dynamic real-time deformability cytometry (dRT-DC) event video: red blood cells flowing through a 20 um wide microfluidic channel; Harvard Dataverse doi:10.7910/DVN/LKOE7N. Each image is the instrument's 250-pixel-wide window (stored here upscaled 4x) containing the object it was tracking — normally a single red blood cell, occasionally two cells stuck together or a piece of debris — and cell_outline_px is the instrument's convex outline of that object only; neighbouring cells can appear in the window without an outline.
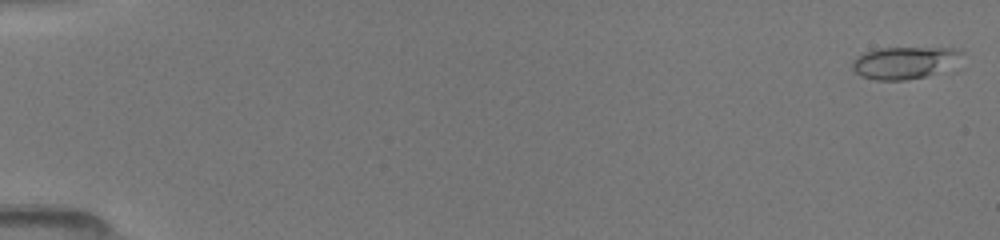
{"species": "common noctule bat (a hibernating species)", "species_latin": "Nyctalus noctula", "temperature_condition": "room temperature", "stored_images_in_passage": 37, "camera_frame_rate_fps": 3000, "um_per_image_px": 0.085, "animal": {"sex": "female", "body_mass_g": 19.5, "forearm_length_mm": 54.1}, "frame": {"image": 1, "passage_image": 1, "time_ms": 0.0, "image_size_px": [1000, 240], "cell_outline_px": [[964, 52], [936, 72], [928, 76], [904, 80], [876, 80], [860, 76], [852, 68], [852, 60], [856, 56], [864, 52], [876, 48], [960, 48]], "centroid_in_image_um": [76.74, 5.31], "position_along_channel_um": 8.3, "area_um2": 20.0}}
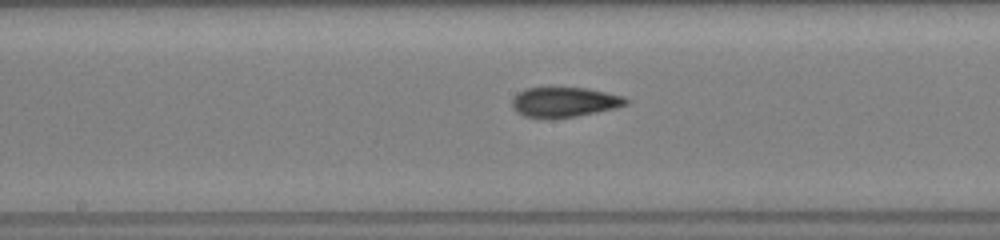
{"frame": {"image": 2, "passage_image": 21, "time_ms": 8.667, "image_size_px": [1000, 240], "cell_outline_px": [[628, 104], [616, 108], [576, 116], [524, 116], [516, 112], [512, 108], [512, 100], [520, 92], [528, 88], [588, 88], [624, 96], [628, 100]], "centroid_in_image_um": [48.02, 8.65], "position_along_channel_um": 200.2, "area_um2": 19.25}}
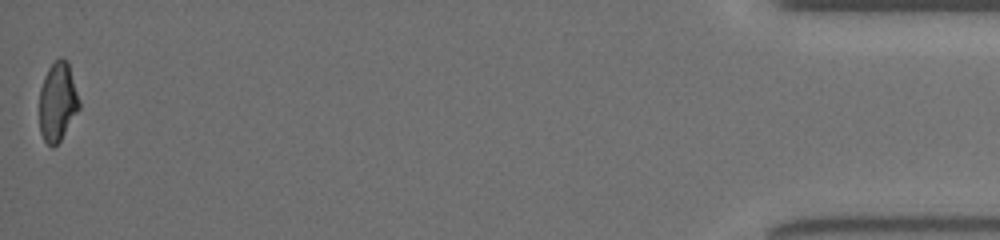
{"frame": {"image": 3, "passage_image": 37, "time_ms": 16.333, "image_size_px": [1000, 240], "cell_outline_px": [[80, 108], [60, 140], [52, 148], [44, 140], [40, 132], [40, 88], [44, 76], [48, 68], [60, 56], [68, 60], [80, 100]], "centroid_in_image_um": [4.91, 8.62], "position_along_channel_um": 430.3, "area_um2": 18.38}}